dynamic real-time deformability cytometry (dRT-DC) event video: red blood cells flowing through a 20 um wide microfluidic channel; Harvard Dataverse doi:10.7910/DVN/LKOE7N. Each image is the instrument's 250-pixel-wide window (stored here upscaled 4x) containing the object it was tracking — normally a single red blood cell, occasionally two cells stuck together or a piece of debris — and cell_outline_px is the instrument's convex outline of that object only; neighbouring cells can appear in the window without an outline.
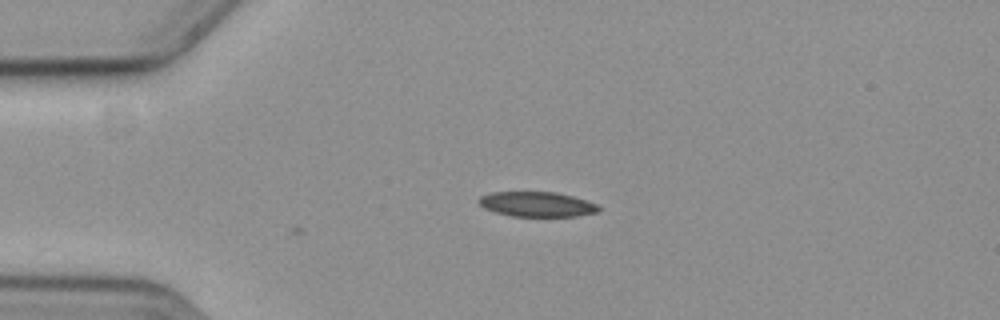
{"species": "common noctule bat (a hibernating species)", "species_latin": "Nyctalus noctula", "temperature_condition": "cold", "stored_images_in_passage": 4, "camera_frame_rate_fps": 3000, "um_per_image_px": 0.085, "animal": {"sex": "female", "body_mass_g": 19.3, "forearm_length_mm": 54.1}, "frame": {"image": 1, "passage_image": 4, "time_ms": 1.0, "image_size_px": [1000, 320], "cell_outline_px": [[600, 212], [576, 216], [512, 216], [496, 212], [484, 208], [476, 200], [480, 196], [492, 192], [556, 192], [572, 196], [596, 204], [600, 208]], "centroid_in_image_um": [45.62, 17.36], "position_along_channel_um": 39.4, "area_um2": 17.34}}